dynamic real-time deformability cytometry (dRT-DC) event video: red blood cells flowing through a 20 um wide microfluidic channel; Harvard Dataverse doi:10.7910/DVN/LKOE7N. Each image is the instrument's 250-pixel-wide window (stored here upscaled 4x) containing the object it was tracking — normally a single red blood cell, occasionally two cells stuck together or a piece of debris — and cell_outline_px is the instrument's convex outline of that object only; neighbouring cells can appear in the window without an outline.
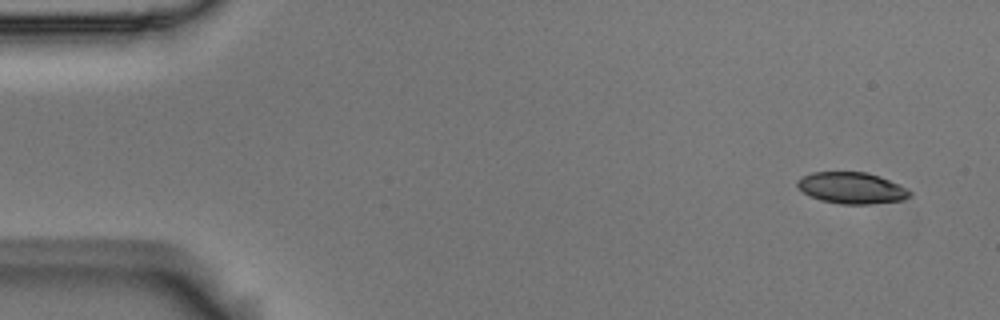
{"species": "Egyptian fruit bat (a non-hibernating species)", "species_latin": "Rousettus aegyptiacus", "temperature_condition": "room temperature", "stored_images_in_passage": 4, "camera_frame_rate_fps": 3000, "um_per_image_px": 0.085, "animal": {"sex": "male"}, "frame": {"image": 1, "passage_image": 1, "time_ms": 0.0, "image_size_px": [1000, 320], "cell_outline_px": [[912, 196], [904, 200], [868, 204], [840, 204], [820, 200], [804, 192], [796, 184], [796, 180], [800, 176], [812, 172], [868, 172], [880, 176], [900, 184], [908, 188], [912, 192]], "centroid_in_image_um": [72.43, 15.97], "position_along_channel_um": 12.6, "area_um2": 20.81}}
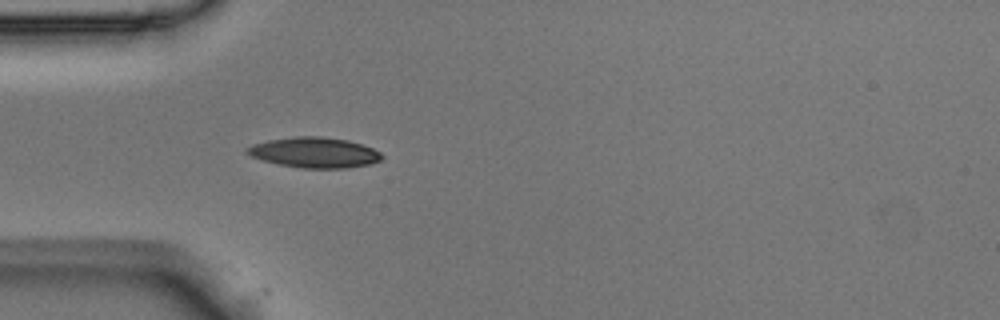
{"frame": {"image": 2, "passage_image": 4, "time_ms": 1.0, "image_size_px": [1000, 320], "cell_outline_px": [[384, 156], [380, 160], [372, 164], [348, 168], [300, 168], [280, 164], [264, 160], [252, 156], [244, 152], [252, 144], [268, 140], [292, 136], [320, 136], [348, 140], [372, 148], [380, 152]], "centroid_in_image_um": [26.75, 12.96], "position_along_channel_um": 58.3, "area_um2": 23.87}}